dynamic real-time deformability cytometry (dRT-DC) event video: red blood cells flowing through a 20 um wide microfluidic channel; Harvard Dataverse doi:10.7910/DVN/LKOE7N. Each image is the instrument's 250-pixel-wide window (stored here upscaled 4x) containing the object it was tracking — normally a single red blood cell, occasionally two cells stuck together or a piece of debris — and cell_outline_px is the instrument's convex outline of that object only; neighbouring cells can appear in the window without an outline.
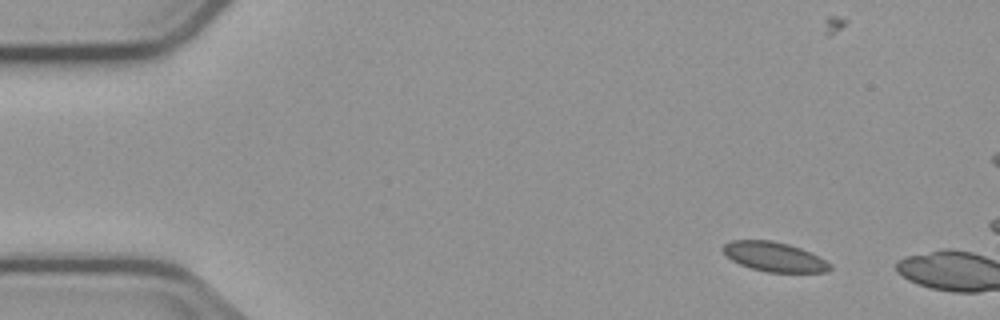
{"species": "common noctule bat (a hibernating species)", "species_latin": "Nyctalus noctula", "temperature_condition": "cold", "stored_images_in_passage": 2, "camera_frame_rate_fps": 3000, "um_per_image_px": 0.085, "animal": {"sex": "male", "body_mass_g": 23.1, "forearm_length_mm": 52.7}, "frame": {"image": 1, "passage_image": 1, "time_ms": 0.0, "image_size_px": [1000, 320], "cell_outline_px": [[832, 268], [828, 272], [768, 272], [752, 268], [740, 264], [732, 260], [720, 248], [724, 244], [732, 240], [772, 240], [788, 244], [800, 248], [832, 264]], "centroid_in_image_um": [65.8, 21.82], "position_along_channel_um": 19.2, "area_um2": 18.21}}